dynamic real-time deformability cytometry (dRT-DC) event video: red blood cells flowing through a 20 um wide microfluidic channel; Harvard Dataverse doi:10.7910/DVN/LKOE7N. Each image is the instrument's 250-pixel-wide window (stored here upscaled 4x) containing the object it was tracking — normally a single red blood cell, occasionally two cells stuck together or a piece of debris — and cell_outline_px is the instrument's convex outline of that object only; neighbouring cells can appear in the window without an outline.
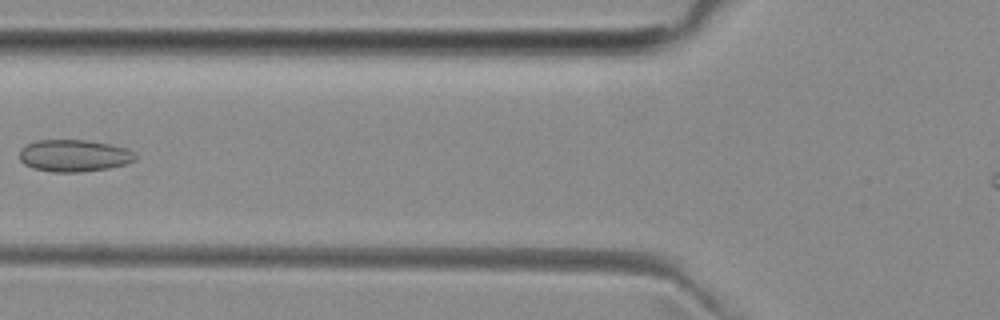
{"species": "common noctule bat (a hibernating species)", "species_latin": "Nyctalus noctula", "temperature_condition": "room temperature", "stored_images_in_passage": 7, "camera_frame_rate_fps": 3000, "um_per_image_px": 0.085, "animal": {"sex": "female", "body_mass_g": 29.2, "forearm_length_mm": 56.3}, "frame": {"image": 1, "passage_image": 5, "time_ms": 4.667, "image_size_px": [1000, 320], "cell_outline_px": [[136, 160], [124, 164], [108, 168], [80, 172], [52, 172], [32, 168], [24, 164], [20, 160], [20, 148], [36, 140], [88, 140], [112, 144], [128, 148], [136, 156]], "centroid_in_image_um": [6.29, 13.22], "position_along_channel_um": 119.5, "area_um2": 21.73}}
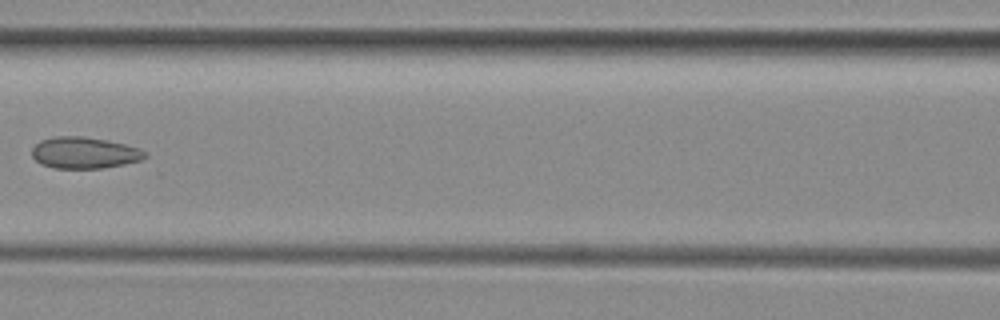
{"frame": {"image": 2, "passage_image": 6, "time_ms": 5.667, "image_size_px": [1000, 320], "cell_outline_px": [[148, 156], [140, 160], [124, 164], [104, 168], [56, 168], [44, 164], [36, 160], [32, 156], [32, 148], [40, 140], [52, 136], [84, 136], [124, 144], [140, 148], [148, 152]], "centroid_in_image_um": [7.19, 12.98], "position_along_channel_um": 159.4, "area_um2": 20.69}}
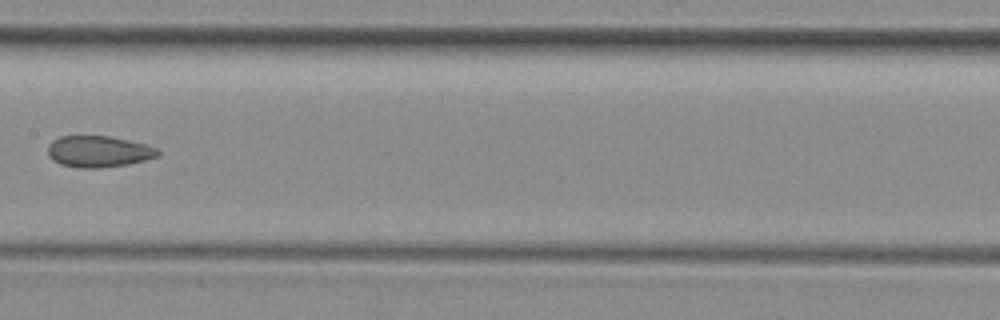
{"frame": {"image": 3, "passage_image": 7, "time_ms": 6.667, "image_size_px": [1000, 320], "cell_outline_px": [[160, 156], [128, 164], [96, 168], [80, 168], [60, 164], [48, 156], [48, 144], [52, 140], [60, 136], [108, 136], [128, 140], [144, 144], [156, 148], [160, 152]], "centroid_in_image_um": [8.36, 12.88], "position_along_channel_um": 199.0, "area_um2": 20.06}}